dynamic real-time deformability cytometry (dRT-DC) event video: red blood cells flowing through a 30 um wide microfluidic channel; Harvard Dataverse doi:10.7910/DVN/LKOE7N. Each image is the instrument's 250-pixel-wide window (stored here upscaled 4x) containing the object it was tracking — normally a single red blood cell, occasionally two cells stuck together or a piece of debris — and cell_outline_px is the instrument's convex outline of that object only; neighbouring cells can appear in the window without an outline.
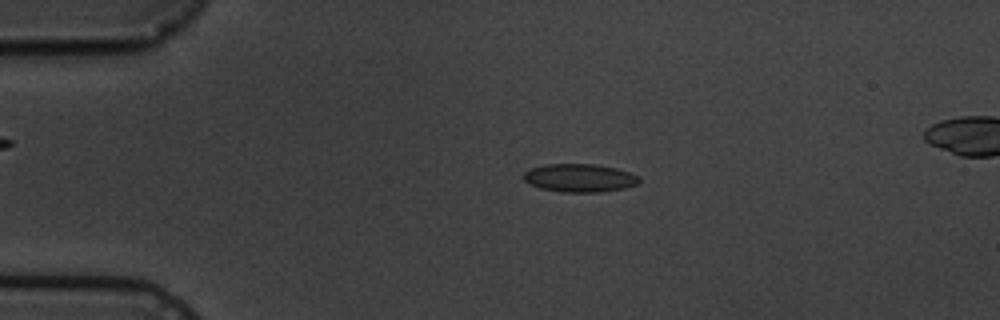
{"species": "common noctule bat (a hibernating species)", "species_latin": "Nyctalus noctula", "temperature_condition": "cold", "stored_images_in_passage": 6, "camera_frame_rate_fps": 3000, "um_per_image_px": 0.085, "animal": {"sex": "male", "body_mass_g": 19.5, "forearm_length_mm": 54.6}, "frame": {"image": 1, "passage_image": 3, "time_ms": 2.667, "image_size_px": [1000, 320], "cell_outline_px": [[640, 184], [624, 188], [600, 192], [564, 192], [540, 188], [524, 180], [524, 172], [532, 168], [544, 164], [592, 164], [616, 168], [640, 176]], "centroid_in_image_um": [49.31, 15.12], "position_along_channel_um": 35.7, "area_um2": 18.9}}
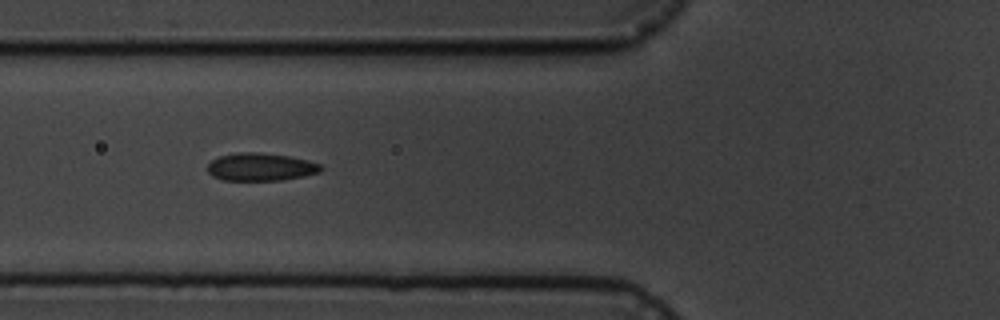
{"frame": {"image": 2, "passage_image": 5, "time_ms": 5.667, "image_size_px": [1000, 320], "cell_outline_px": [[324, 168], [320, 172], [304, 176], [280, 180], [224, 180], [212, 176], [208, 172], [208, 164], [212, 160], [220, 156], [240, 152], [260, 152], [288, 156], [308, 160], [320, 164]], "centroid_in_image_um": [22.17, 14.19], "position_along_channel_um": 103.6, "area_um2": 18.32}}
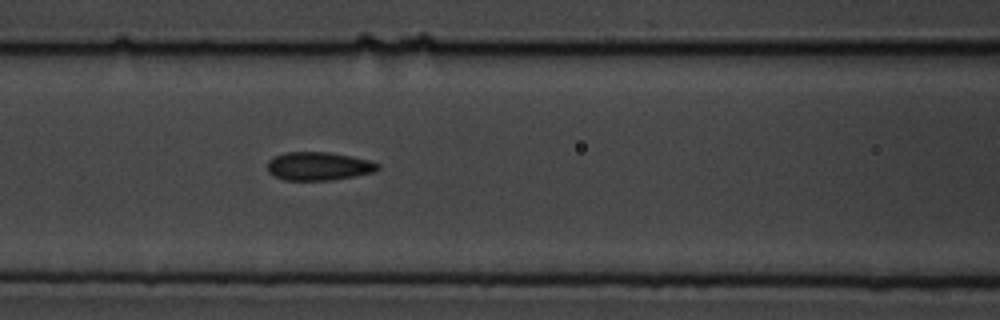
{"frame": {"image": 3, "passage_image": 6, "time_ms": 6.667, "image_size_px": [1000, 320], "cell_outline_px": [[380, 168], [372, 172], [332, 180], [284, 180], [272, 176], [268, 172], [268, 160], [284, 152], [328, 152], [368, 160], [380, 164]], "centroid_in_image_um": [27.03, 14.13], "position_along_channel_um": 139.6, "area_um2": 18.09}}